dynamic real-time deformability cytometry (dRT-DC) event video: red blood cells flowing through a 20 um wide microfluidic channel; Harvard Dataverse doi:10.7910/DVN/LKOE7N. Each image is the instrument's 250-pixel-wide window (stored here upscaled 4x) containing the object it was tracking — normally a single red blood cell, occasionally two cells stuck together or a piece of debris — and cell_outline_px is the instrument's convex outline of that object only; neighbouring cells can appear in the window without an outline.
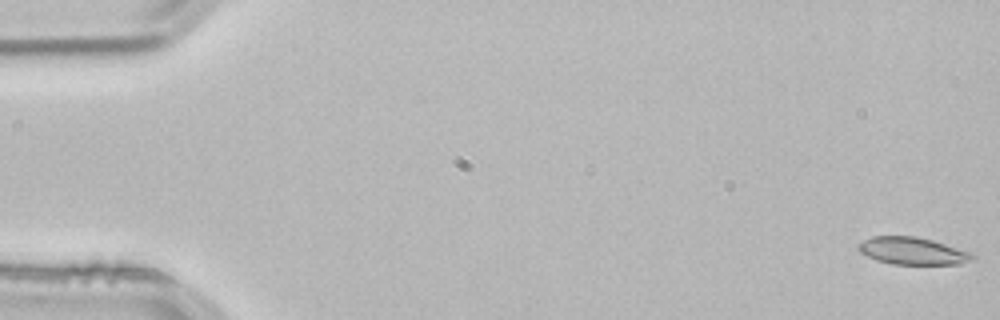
{"species": "common noctule bat (a hibernating species)", "species_latin": "Nyctalus noctula", "temperature_condition": "room temperature", "stored_images_in_passage": 53, "camera_frame_rate_fps": 3000, "um_per_image_px": 0.085, "animal": {"sex": "male", "body_mass_g": 21.5, "forearm_length_mm": 52.0}, "frame": {"image": 1, "passage_image": 1, "time_ms": 0.0, "image_size_px": [1000, 320], "cell_outline_px": [[976, 260], [960, 264], [892, 264], [876, 260], [860, 252], [856, 248], [856, 244], [872, 236], [916, 236], [932, 240], [972, 252], [976, 256]], "centroid_in_image_um": [77.59, 21.33], "position_along_channel_um": 7.4, "area_um2": 18.38}}
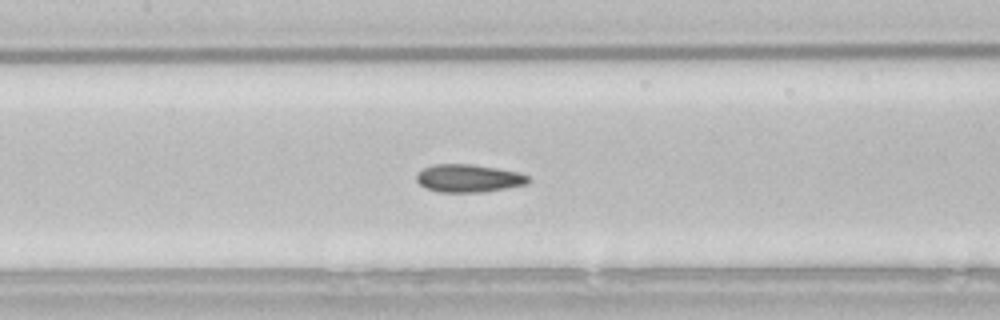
{"frame": {"image": 2, "passage_image": 25, "time_ms": 8.0, "image_size_px": [1000, 320], "cell_outline_px": [[532, 180], [528, 184], [484, 192], [440, 192], [424, 188], [416, 180], [416, 176], [424, 168], [436, 164], [472, 164], [520, 172], [532, 176]], "centroid_in_image_um": [39.9, 15.16], "position_along_channel_um": 167.5, "area_um2": 18.32}}
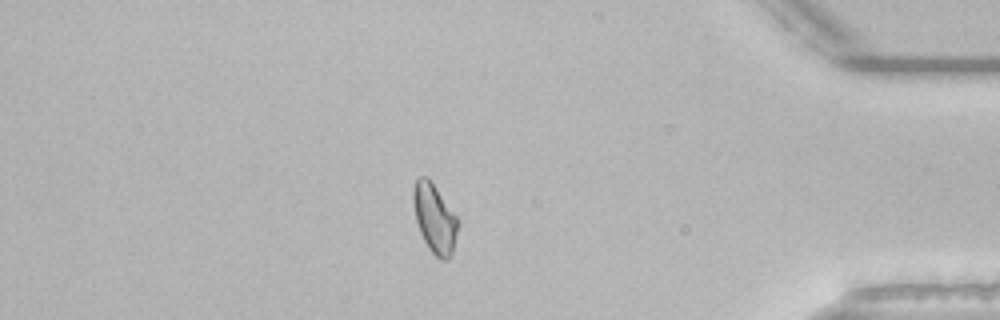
{"frame": {"image": 3, "passage_image": 46, "time_ms": 15.0, "image_size_px": [1000, 320], "cell_outline_px": [[460, 220], [452, 252], [448, 260], [440, 260], [428, 248], [420, 232], [416, 220], [412, 200], [412, 188], [416, 180], [420, 176], [428, 176]], "centroid_in_image_um": [36.94, 18.54], "position_along_channel_um": 398.3, "area_um2": 18.15}, "authors_computed_cell_mechanics": {"area_um2": 18.0914, "velocity_mm_per_s": 3.8312, "shape_relaxation_time_tau1_ms": null, "shape_relaxation_time_tau2_ms": 1.8858, "deformation_change_tau1": null, "deformation_change_tau2": 0.0621}}